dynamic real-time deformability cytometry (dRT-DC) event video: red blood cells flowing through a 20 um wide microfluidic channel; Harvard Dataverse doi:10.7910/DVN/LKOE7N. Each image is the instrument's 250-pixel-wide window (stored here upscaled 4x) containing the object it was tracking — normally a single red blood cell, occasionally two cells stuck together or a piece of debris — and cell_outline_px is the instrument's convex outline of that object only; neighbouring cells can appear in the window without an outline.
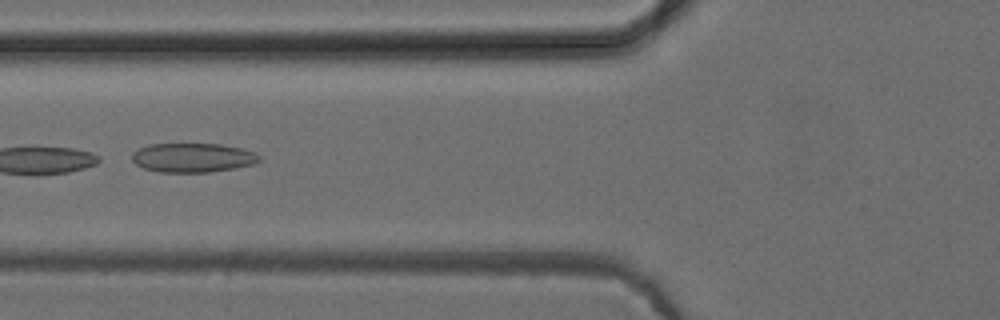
{"species": "common noctule bat (a hibernating species)", "species_latin": "Nyctalus noctula", "temperature_condition": "cold", "stored_images_in_passage": 31, "camera_frame_rate_fps": 3000, "um_per_image_px": 0.085, "animal": {"sex": "female", "body_mass_g": 24.6, "forearm_length_mm": 56.2}, "frame": {"image": 1, "passage_image": 14, "time_ms": 4.333, "image_size_px": [1000, 320], "cell_outline_px": [[260, 160], [252, 164], [232, 168], [208, 172], [160, 172], [144, 168], [136, 164], [132, 160], [132, 152], [148, 144], [220, 144], [240, 148], [256, 152], [260, 156]], "centroid_in_image_um": [16.36, 13.39], "position_along_channel_um": 109.4, "area_um2": 21.5}}